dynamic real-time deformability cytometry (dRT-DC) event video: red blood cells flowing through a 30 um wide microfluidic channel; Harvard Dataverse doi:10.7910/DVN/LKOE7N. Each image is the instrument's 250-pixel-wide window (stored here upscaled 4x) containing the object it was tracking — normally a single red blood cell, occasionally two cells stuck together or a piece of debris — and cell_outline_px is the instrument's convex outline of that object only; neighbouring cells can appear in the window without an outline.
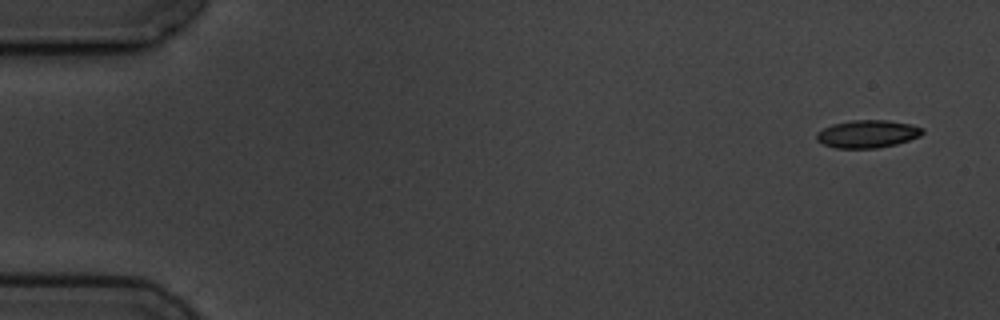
{"species": "common noctule bat (a hibernating species)", "species_latin": "Nyctalus noctula", "temperature_condition": "cold", "stored_images_in_passage": 5, "camera_frame_rate_fps": 3000, "um_per_image_px": 0.085, "animal": {"sex": "male", "body_mass_g": 19.5, "forearm_length_mm": 54.6}, "frame": {"image": 1, "passage_image": 1, "time_ms": 0.0, "image_size_px": [1000, 320], "cell_outline_px": [[924, 132], [920, 136], [896, 144], [880, 148], [836, 148], [824, 144], [816, 140], [816, 132], [832, 124], [852, 120], [888, 120], [912, 124], [924, 128]], "centroid_in_image_um": [73.75, 11.38], "position_along_channel_um": 11.3, "area_um2": 17.22}}
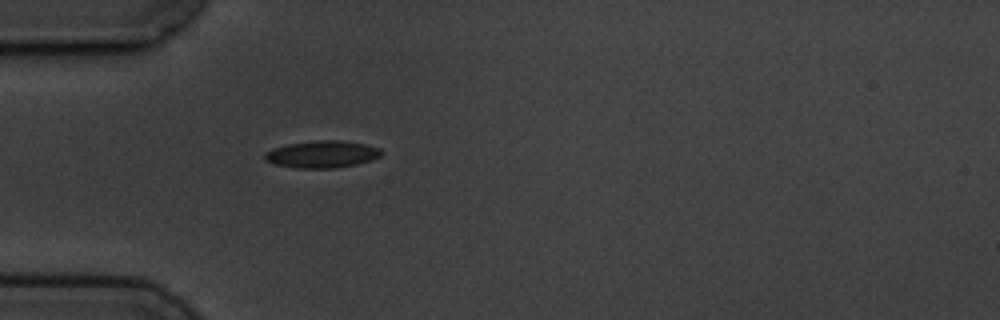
{"frame": {"image": 2, "passage_image": 5, "time_ms": 4.667, "image_size_px": [1000, 320], "cell_outline_px": [[384, 152], [380, 156], [372, 160], [356, 164], [336, 168], [296, 168], [276, 164], [264, 160], [264, 152], [272, 148], [288, 144], [316, 140], [340, 140], [364, 144], [380, 148]], "centroid_in_image_um": [27.37, 13.11], "position_along_channel_um": 57.6, "area_um2": 18.5}}